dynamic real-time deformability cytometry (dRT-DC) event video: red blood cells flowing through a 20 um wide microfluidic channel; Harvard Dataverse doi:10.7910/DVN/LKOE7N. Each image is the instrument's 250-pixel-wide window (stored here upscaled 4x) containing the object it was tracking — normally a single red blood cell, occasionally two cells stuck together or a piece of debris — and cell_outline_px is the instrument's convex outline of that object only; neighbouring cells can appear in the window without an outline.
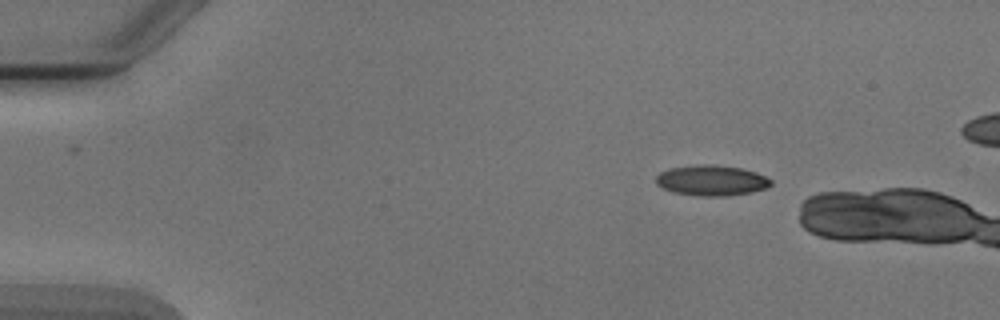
{"species": "Egyptian fruit bat (a non-hibernating species)", "species_latin": "Rousettus aegyptiacus", "temperature_condition": "cold", "stored_images_in_passage": 3, "camera_frame_rate_fps": 3000, "um_per_image_px": 0.085, "animal": {"sex": "male"}, "frame": {"image": 1, "passage_image": 2, "time_ms": 1.333, "image_size_px": [1000, 320], "cell_outline_px": [[772, 184], [764, 188], [748, 192], [728, 196], [696, 196], [672, 192], [656, 184], [656, 176], [660, 172], [672, 168], [700, 164], [712, 164], [740, 168], [756, 172], [772, 180]], "centroid_in_image_um": [60.45, 15.34], "position_along_channel_um": 24.5, "area_um2": 20.29}}